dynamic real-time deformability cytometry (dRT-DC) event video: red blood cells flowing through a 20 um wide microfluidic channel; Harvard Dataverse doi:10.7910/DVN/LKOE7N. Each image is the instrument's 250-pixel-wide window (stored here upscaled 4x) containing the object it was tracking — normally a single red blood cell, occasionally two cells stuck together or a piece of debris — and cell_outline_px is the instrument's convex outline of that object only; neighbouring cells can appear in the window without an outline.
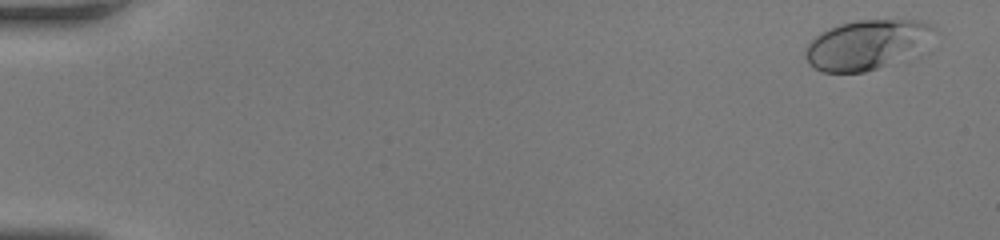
{"species": "human", "species_latin": "Homo sapiens", "temperature_condition": "room temperature", "stored_images_in_passage": 52, "camera_frame_rate_fps": 3000, "um_per_image_px": 0.085, "donor": {"sex": "female"}, "frame": {"image": 1, "passage_image": 3, "time_ms": 0.667, "image_size_px": [1000, 240], "cell_outline_px": [[936, 28], [920, 56], [864, 72], [820, 72], [812, 68], [808, 64], [804, 56], [804, 48], [820, 32], [840, 24], [856, 20], [920, 20], [936, 24]], "centroid_in_image_um": [73.75, 3.82], "position_along_channel_um": 11.3, "area_um2": 38.32}}
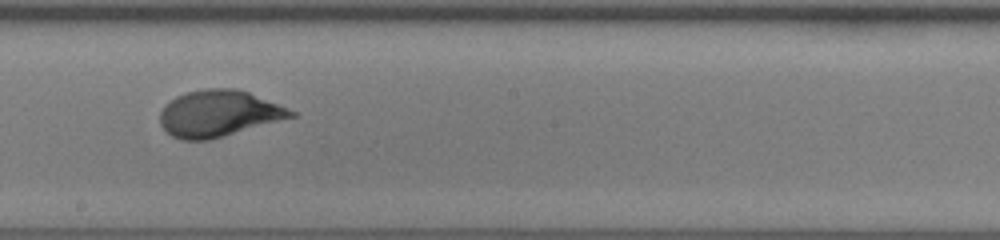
{"frame": {"image": 2, "passage_image": 31, "time_ms": 10.0, "image_size_px": [1000, 240], "cell_outline_px": [[296, 116], [224, 136], [208, 140], [180, 140], [172, 136], [160, 124], [160, 112], [176, 96], [188, 92], [204, 88], [236, 88], [248, 92], [296, 112]], "centroid_in_image_um": [18.58, 9.65], "position_along_channel_um": 229.6, "area_um2": 34.97}}
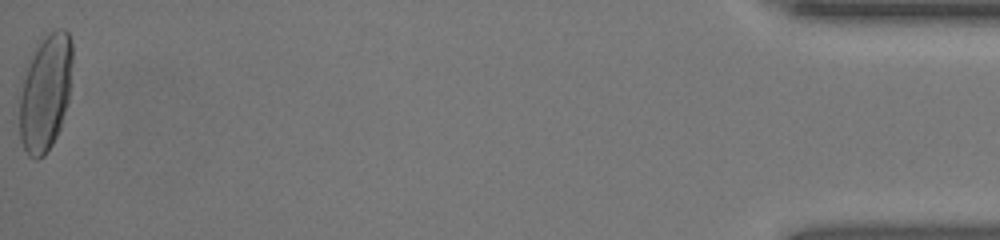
{"frame": {"image": 3, "passage_image": 52, "time_ms": 17.0, "image_size_px": [1000, 240], "cell_outline_px": [[72, 64], [68, 104], [60, 128], [52, 144], [44, 156], [36, 160], [28, 156], [20, 140], [16, 100], [32, 56], [44, 32], [56, 28], [64, 28], [68, 32], [72, 40]], "centroid_in_image_um": [3.84, 7.87], "position_along_channel_um": 431.4, "area_um2": 36.99}, "authors_computed_cell_mechanics": {"area_um2": 34.5644, "velocity_mm_per_s": 4.1882, "shape_relaxation_time_tau1_ms": 2.9088, "shape_relaxation_time_tau2_ms": null, "deformation_change_tau1": 0.1563, "deformation_change_tau2": null}}